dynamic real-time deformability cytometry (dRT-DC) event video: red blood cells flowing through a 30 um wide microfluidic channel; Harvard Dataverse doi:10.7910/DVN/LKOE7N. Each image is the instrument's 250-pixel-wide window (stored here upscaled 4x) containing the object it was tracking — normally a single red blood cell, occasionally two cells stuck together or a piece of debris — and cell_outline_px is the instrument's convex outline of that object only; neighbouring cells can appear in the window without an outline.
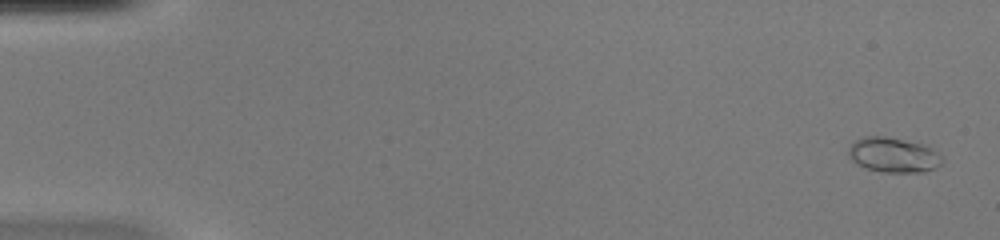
{"species": "common noctule bat (a hibernating species)", "species_latin": "Nyctalus noctula", "temperature_condition": "warm", "stored_images_in_passage": 51, "camera_frame_rate_fps": 3000, "um_per_image_px": 0.085, "animal": {"sex": "female", "body_mass_g": 20.0, "forearm_length_mm": 54.0}, "frame": {"image": 1, "passage_image": 2, "time_ms": 0.333, "image_size_px": [1000, 240], "cell_outline_px": [[944, 160], [940, 164], [924, 172], [884, 172], [864, 168], [856, 164], [852, 160], [848, 152], [848, 148], [856, 140], [864, 136], [884, 136], [924, 144], [932, 148]], "centroid_in_image_um": [75.91, 13.17], "position_along_channel_um": 9.1, "area_um2": 18.96}}
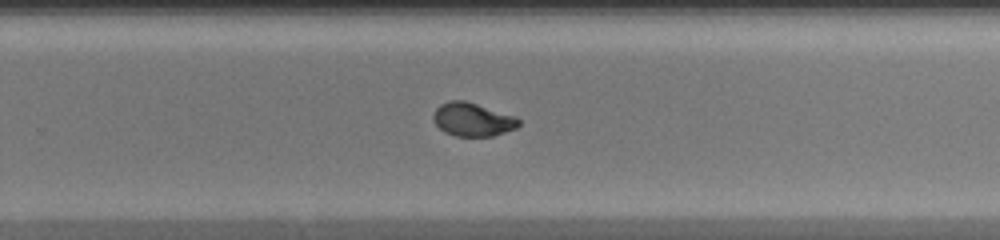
{"frame": {"image": 2, "passage_image": 34, "time_ms": 11.0, "image_size_px": [1000, 240], "cell_outline_px": [[520, 124], [516, 128], [492, 136], [456, 136], [444, 132], [432, 120], [432, 116], [436, 108], [440, 104], [448, 100], [464, 100], [516, 116], [520, 120]], "centroid_in_image_um": [40.15, 10.15], "position_along_channel_um": 289.6, "area_um2": 16.7}}
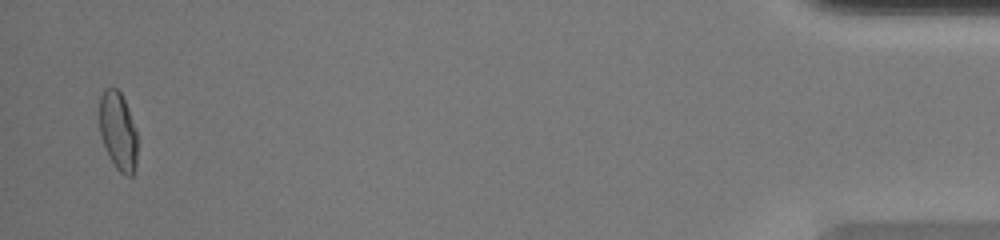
{"frame": {"image": 3, "passage_image": 50, "time_ms": 16.333, "image_size_px": [1000, 240], "cell_outline_px": [[136, 168], [132, 176], [124, 176], [116, 168], [108, 156], [100, 132], [100, 96], [108, 88], [116, 88], [120, 92], [128, 108], [136, 128]], "centroid_in_image_um": [10.05, 11.18], "position_along_channel_um": 425.2, "area_um2": 17.17}, "authors_computed_cell_mechanics": {"area_um2": 17.1666, "velocity_mm_per_s": 4.104, "shape_relaxation_time_tau1_ms": 5.1401, "shape_relaxation_time_tau2_ms": null, "deformation_change_tau1": 0.2296, "deformation_change_tau2": null}}